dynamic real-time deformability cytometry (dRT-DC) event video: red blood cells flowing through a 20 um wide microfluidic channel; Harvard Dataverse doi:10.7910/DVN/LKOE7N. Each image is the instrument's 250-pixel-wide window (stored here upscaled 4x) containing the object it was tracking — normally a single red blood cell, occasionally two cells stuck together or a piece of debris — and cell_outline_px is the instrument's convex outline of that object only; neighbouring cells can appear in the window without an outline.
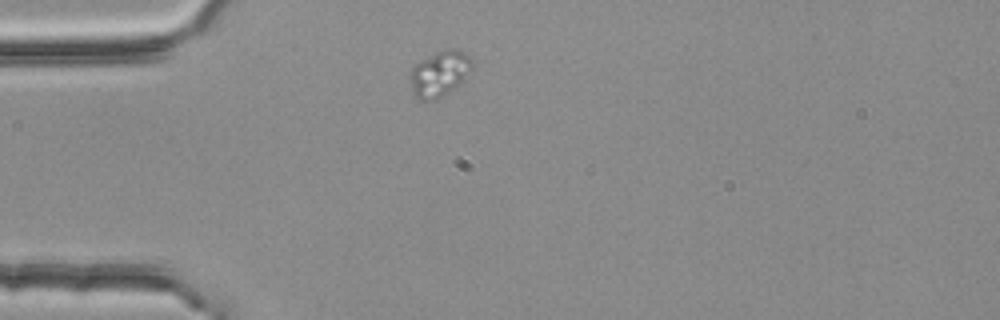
{"species": "common noctule bat (a hibernating species)", "species_latin": "Nyctalus noctula", "temperature_condition": "room temperature", "stored_images_in_passage": 2, "camera_frame_rate_fps": 3000, "um_per_image_px": 0.085, "animal": {"sex": "female", "body_mass_g": 25.1}, "frame": {"image": 1, "passage_image": 1, "time_ms": 0.0, "image_size_px": [1000, 320], "cell_outline_px": [[472, 68], [464, 80], [448, 92], [436, 100], [420, 100], [412, 92], [408, 76], [412, 68], [420, 60], [444, 48], [456, 48], [464, 52], [472, 60]], "centroid_in_image_um": [37.34, 6.24], "position_along_channel_um": 47.7, "area_um2": 16.65}}